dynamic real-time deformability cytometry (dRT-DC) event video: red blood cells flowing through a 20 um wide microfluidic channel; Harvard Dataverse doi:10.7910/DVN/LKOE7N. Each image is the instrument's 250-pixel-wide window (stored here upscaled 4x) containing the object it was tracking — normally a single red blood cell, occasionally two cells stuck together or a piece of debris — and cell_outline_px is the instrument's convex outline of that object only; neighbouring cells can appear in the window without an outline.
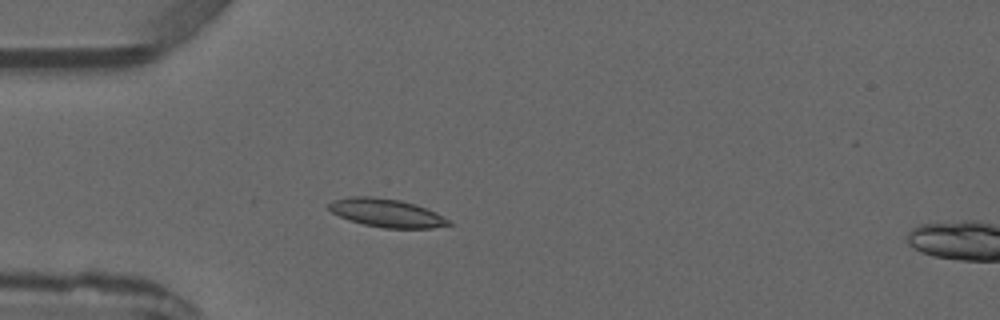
{"species": "common noctule bat (a hibernating species)", "species_latin": "Nyctalus noctula", "temperature_condition": "warm", "stored_images_in_passage": 4, "camera_frame_rate_fps": 3000, "um_per_image_px": 0.085, "animal": {"sex": "male", "forearm_length_mm": 52.5}, "frame": {"image": 1, "passage_image": 3, "time_ms": 2.333, "image_size_px": [1000, 320], "cell_outline_px": [[452, 224], [432, 228], [384, 228], [364, 224], [348, 220], [332, 212], [328, 208], [328, 204], [332, 200], [352, 196], [372, 196], [400, 200], [416, 204], [436, 212], [448, 220]], "centroid_in_image_um": [32.84, 18.09], "position_along_channel_um": 52.2, "area_um2": 19.71}}